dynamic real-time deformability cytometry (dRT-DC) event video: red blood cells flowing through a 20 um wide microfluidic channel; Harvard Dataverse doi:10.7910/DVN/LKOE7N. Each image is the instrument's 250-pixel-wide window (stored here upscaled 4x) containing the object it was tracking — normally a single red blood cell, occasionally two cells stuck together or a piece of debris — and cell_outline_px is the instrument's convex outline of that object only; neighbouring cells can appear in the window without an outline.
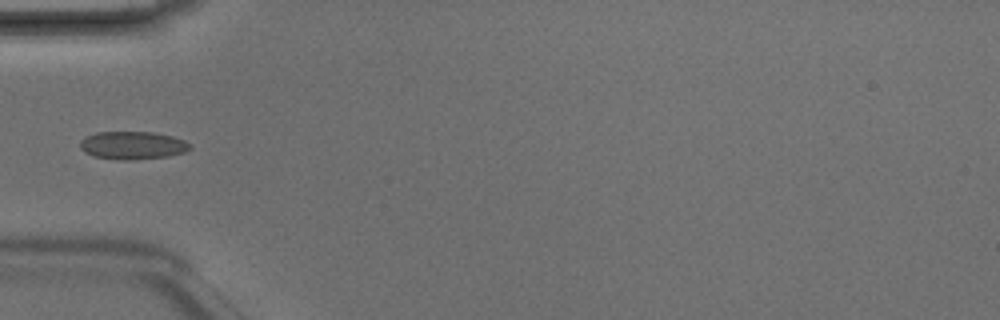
{"species": "Egyptian fruit bat (a non-hibernating species)", "species_latin": "Rousettus aegyptiacus", "temperature_condition": "room temperature", "stored_images_in_passage": 4, "camera_frame_rate_fps": 3000, "um_per_image_px": 0.085, "animal": {"sex": "male"}, "frame": {"image": 1, "passage_image": 4, "time_ms": 1.0, "image_size_px": [1000, 320], "cell_outline_px": [[192, 148], [184, 152], [168, 156], [132, 160], [116, 160], [92, 156], [84, 152], [80, 148], [80, 140], [96, 132], [152, 132], [172, 136], [184, 140], [192, 144]], "centroid_in_image_um": [11.27, 12.36], "position_along_channel_um": 73.7, "area_um2": 18.03}}